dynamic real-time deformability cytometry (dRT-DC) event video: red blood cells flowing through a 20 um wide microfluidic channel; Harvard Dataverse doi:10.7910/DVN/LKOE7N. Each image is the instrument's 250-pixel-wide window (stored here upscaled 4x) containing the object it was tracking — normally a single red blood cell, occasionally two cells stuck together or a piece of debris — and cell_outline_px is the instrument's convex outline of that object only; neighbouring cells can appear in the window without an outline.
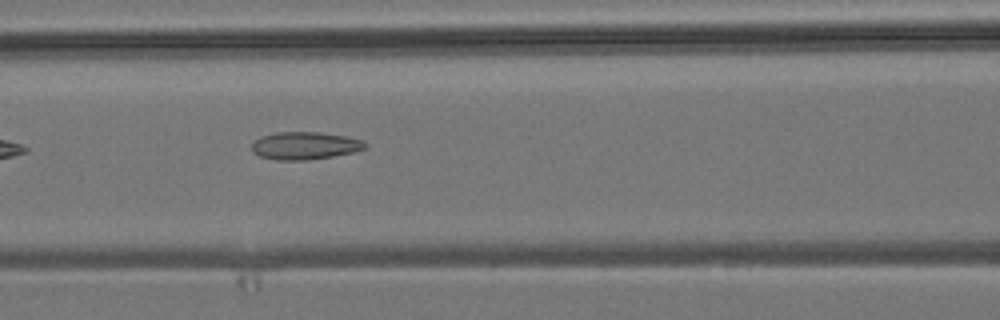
{"species": "common noctule bat (a hibernating species)", "species_latin": "Nyctalus noctula", "temperature_condition": "room temperature", "stored_images_in_passage": 5, "camera_frame_rate_fps": 3000, "um_per_image_px": 0.085, "animal": {"sex": "male", "body_mass_g": 19.2, "forearm_length_mm": 51.8}, "frame": {"image": 1, "passage_image": 5, "time_ms": 5.0, "image_size_px": [1000, 320], "cell_outline_px": [[368, 148], [356, 152], [308, 160], [276, 160], [260, 156], [252, 152], [252, 144], [260, 136], [276, 132], [316, 132], [348, 136], [360, 140], [368, 144]], "centroid_in_image_um": [25.94, 12.38], "position_along_channel_um": 140.7, "area_um2": 18.38}}